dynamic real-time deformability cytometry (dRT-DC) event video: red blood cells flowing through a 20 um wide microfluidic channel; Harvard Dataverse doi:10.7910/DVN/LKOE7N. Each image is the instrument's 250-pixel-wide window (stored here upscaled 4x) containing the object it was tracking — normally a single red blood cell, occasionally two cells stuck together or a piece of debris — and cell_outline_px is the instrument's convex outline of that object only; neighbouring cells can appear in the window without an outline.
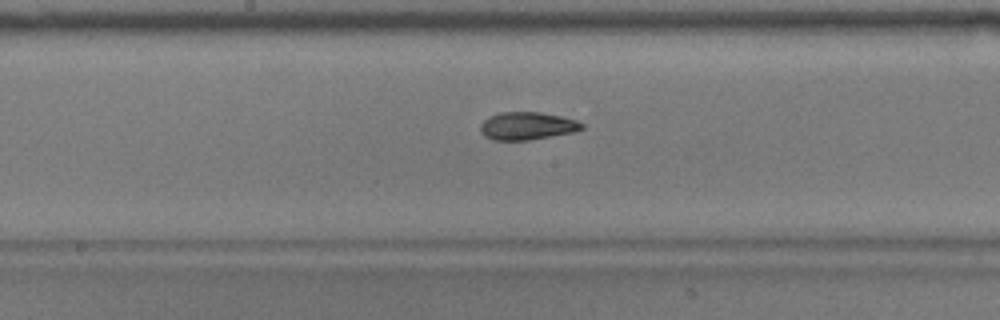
{"species": "common noctule bat (a hibernating species)", "species_latin": "Nyctalus noctula", "temperature_condition": "warm", "stored_images_in_passage": 54, "camera_frame_rate_fps": 3000, "um_per_image_px": 0.085, "animal": {"sex": "male", "body_mass_g": 17.9}, "frame": {"image": 1, "passage_image": 28, "time_ms": 9.0, "image_size_px": [1000, 320], "cell_outline_px": [[584, 128], [576, 132], [528, 140], [492, 140], [484, 136], [480, 132], [480, 124], [488, 116], [500, 112], [540, 112], [560, 116], [576, 120], [584, 124]], "centroid_in_image_um": [44.79, 10.7], "position_along_channel_um": 203.4, "area_um2": 16.59}}
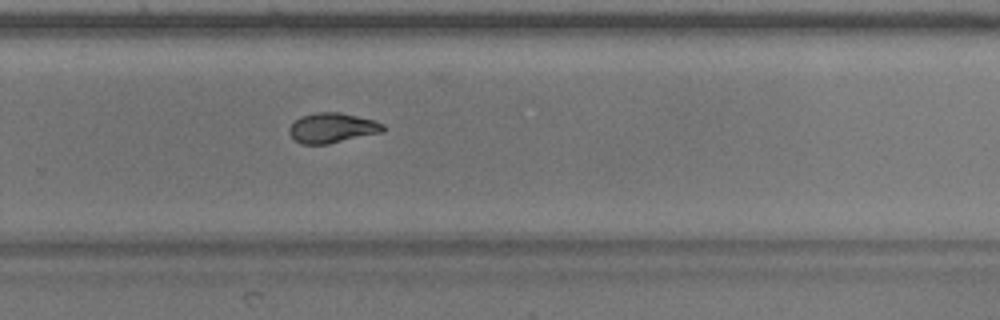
{"frame": {"image": 2, "passage_image": 36, "time_ms": 11.667, "image_size_px": [1000, 320], "cell_outline_px": [[384, 132], [328, 144], [300, 144], [288, 132], [288, 128], [300, 116], [312, 112], [340, 112], [376, 120], [384, 124]], "centroid_in_image_um": [28.25, 10.86], "position_along_channel_um": 301.5, "area_um2": 16.59}}
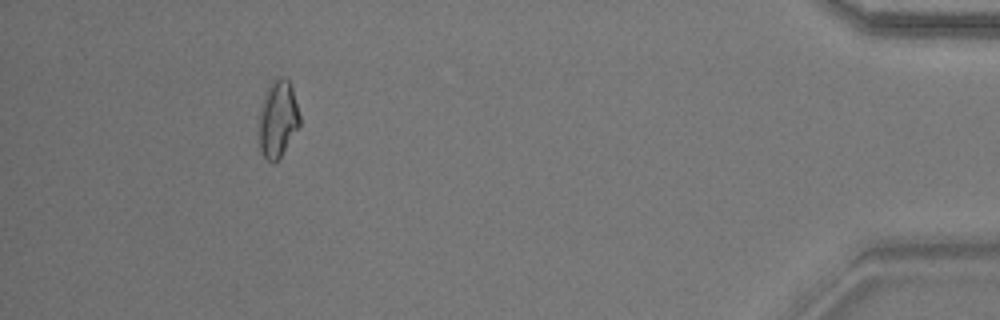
{"frame": {"image": 3, "passage_image": 50, "time_ms": 16.333, "image_size_px": [1000, 320], "cell_outline_px": [[300, 124], [280, 156], [272, 164], [264, 156], [260, 148], [256, 128], [260, 108], [264, 92], [268, 84], [272, 80], [280, 76], [284, 76], [288, 80], [292, 88], [300, 116]], "centroid_in_image_um": [23.56, 10.07], "position_along_channel_um": 411.6, "area_um2": 18.61}, "authors_computed_cell_mechanics": {"area_um2": 16.8198, "velocity_mm_per_s": 3.6985, "shape_relaxation_time_tau1_ms": 9.0572, "shape_relaxation_time_tau2_ms": 2.398, "deformation_change_tau1": 0.2282, "deformation_change_tau2": 0.0763}}